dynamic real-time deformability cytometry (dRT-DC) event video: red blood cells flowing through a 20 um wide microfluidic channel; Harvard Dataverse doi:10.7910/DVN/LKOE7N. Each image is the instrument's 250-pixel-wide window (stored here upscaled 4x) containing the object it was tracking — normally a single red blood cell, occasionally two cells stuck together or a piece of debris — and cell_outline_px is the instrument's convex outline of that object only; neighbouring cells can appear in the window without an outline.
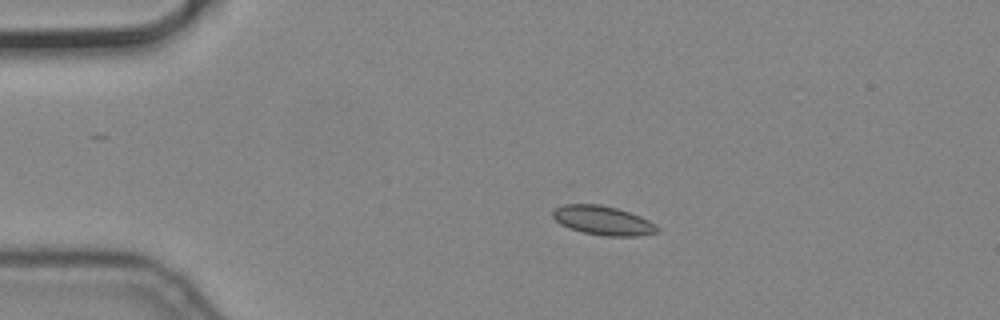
{"species": "common noctule bat (a hibernating species)", "species_latin": "Nyctalus noctula", "temperature_condition": "cold", "stored_images_in_passage": 6, "camera_frame_rate_fps": 3000, "um_per_image_px": 0.085, "animal": {"sex": "male", "body_mass_g": 19.2, "forearm_length_mm": 51.8}, "frame": {"image": 1, "passage_image": 3, "time_ms": 0.667, "image_size_px": [1000, 320], "cell_outline_px": [[660, 228], [656, 232], [636, 236], [604, 236], [584, 232], [560, 224], [552, 216], [552, 212], [556, 208], [572, 200], [600, 204], [616, 208], [640, 216], [656, 224]], "centroid_in_image_um": [51.2, 18.69], "position_along_channel_um": 33.8, "area_um2": 18.03}}